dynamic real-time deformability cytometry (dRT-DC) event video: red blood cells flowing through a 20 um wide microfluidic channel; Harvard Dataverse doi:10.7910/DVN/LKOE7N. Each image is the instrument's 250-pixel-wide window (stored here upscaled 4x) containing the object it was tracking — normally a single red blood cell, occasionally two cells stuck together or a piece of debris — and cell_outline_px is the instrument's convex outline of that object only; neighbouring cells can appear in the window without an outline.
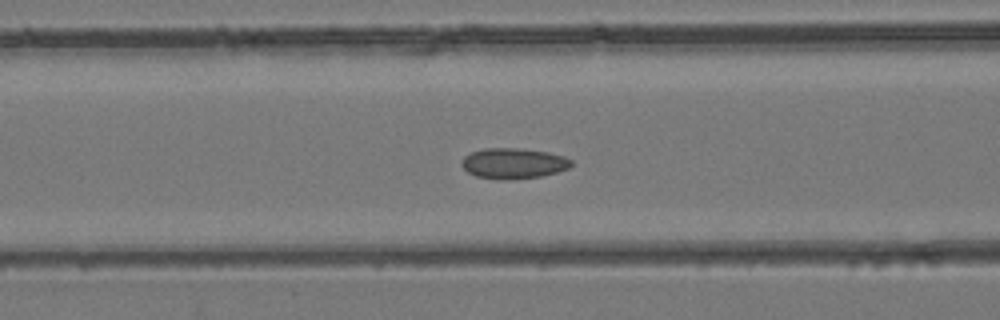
{"species": "common noctule bat (a hibernating species)", "species_latin": "Nyctalus noctula", "temperature_condition": "room temperature", "stored_images_in_passage": 43, "camera_frame_rate_fps": 3000, "um_per_image_px": 0.085, "animal": {"sex": "female", "body_mass_g": 24.6, "forearm_length_mm": 56.2}, "frame": {"image": 1, "passage_image": 18, "time_ms": 5.667, "image_size_px": [1000, 320], "cell_outline_px": [[572, 164], [568, 168], [556, 172], [540, 176], [508, 180], [496, 180], [476, 176], [468, 172], [460, 164], [464, 156], [472, 152], [484, 148], [516, 148], [548, 152], [564, 156], [572, 160]], "centroid_in_image_um": [43.62, 13.89], "position_along_channel_um": 123.0, "area_um2": 19.54}}
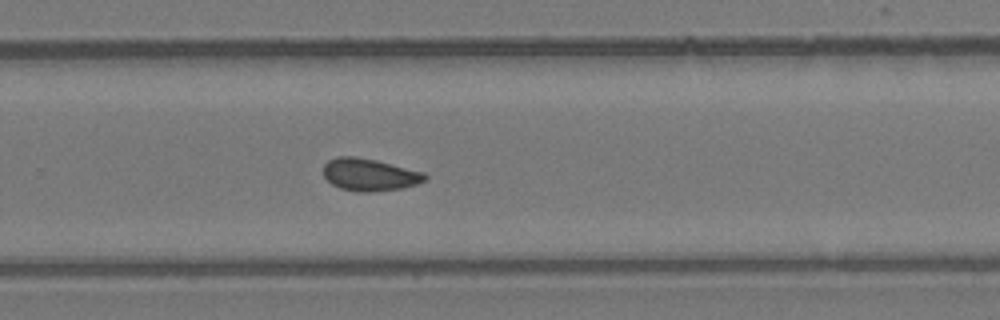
{"frame": {"image": 2, "passage_image": 29, "time_ms": 9.333, "image_size_px": [1000, 320], "cell_outline_px": [[428, 180], [404, 188], [372, 192], [356, 192], [340, 188], [332, 184], [324, 176], [324, 164], [328, 160], [336, 156], [356, 156], [376, 160], [424, 172], [428, 176]], "centroid_in_image_um": [31.43, 14.85], "position_along_channel_um": 298.4, "area_um2": 19.36}}
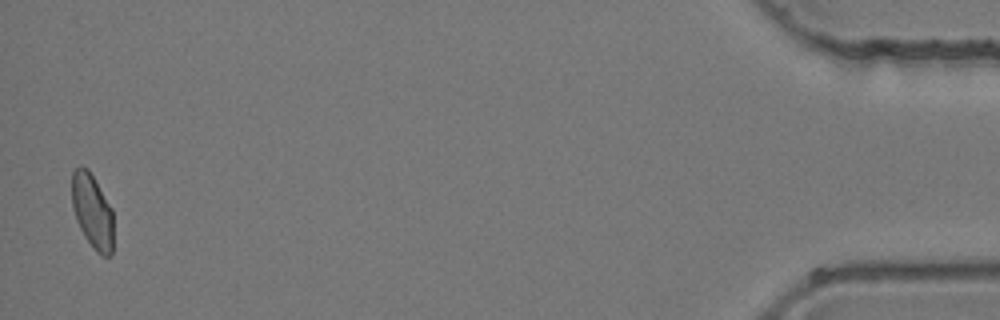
{"frame": {"image": 3, "passage_image": 43, "time_ms": 14.0, "image_size_px": [1000, 320], "cell_outline_px": [[112, 256], [100, 256], [96, 252], [84, 236], [76, 220], [72, 208], [72, 172], [80, 164], [88, 168], [112, 208]], "centroid_in_image_um": [7.83, 17.95], "position_along_channel_um": 427.4, "area_um2": 18.15}}